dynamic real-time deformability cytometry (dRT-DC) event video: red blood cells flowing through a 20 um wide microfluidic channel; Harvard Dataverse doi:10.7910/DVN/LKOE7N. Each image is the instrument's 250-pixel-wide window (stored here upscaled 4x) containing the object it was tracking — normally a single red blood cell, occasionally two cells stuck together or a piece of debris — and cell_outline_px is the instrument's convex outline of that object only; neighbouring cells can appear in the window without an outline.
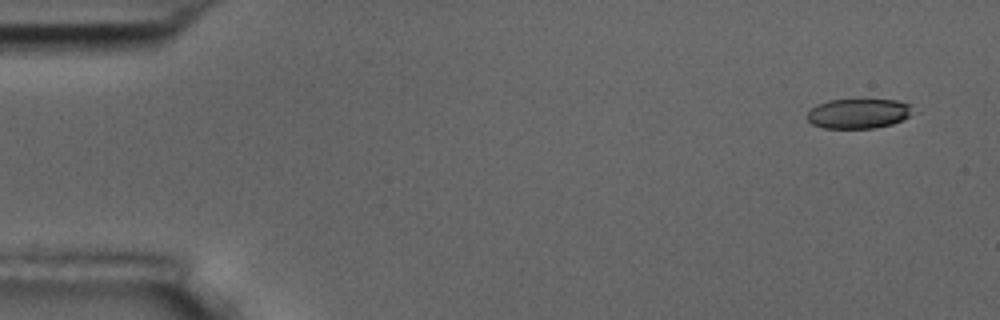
{"species": "common noctule bat (a hibernating species)", "species_latin": "Nyctalus noctula", "temperature_condition": "room temperature", "stored_images_in_passage": 6, "camera_frame_rate_fps": 3000, "um_per_image_px": 0.085, "animal": {"sex": "male", "body_mass_g": 17.5, "forearm_length_mm": 52.3}, "frame": {"image": 1, "passage_image": 1, "time_ms": 0.0, "image_size_px": [1000, 320], "cell_outline_px": [[920, 112], [904, 120], [892, 124], [872, 128], [824, 128], [812, 124], [808, 120], [808, 112], [816, 104], [828, 100], [896, 100], [912, 104]], "centroid_in_image_um": [73.09, 9.64], "position_along_channel_um": 11.9, "area_um2": 18.79}}
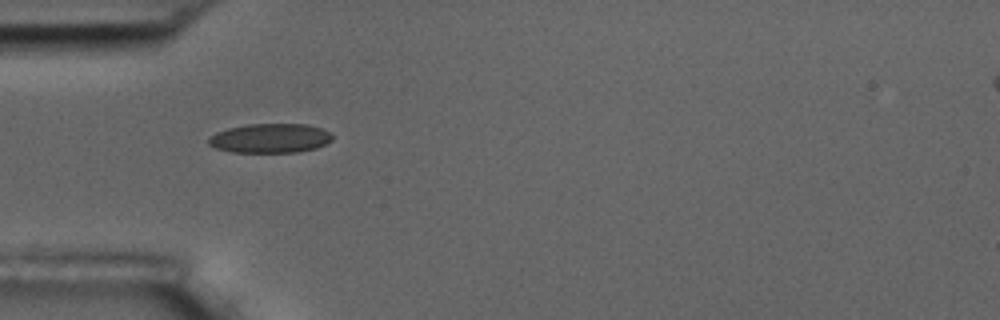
{"frame": {"image": 2, "passage_image": 5, "time_ms": 4.667, "image_size_px": [1000, 320], "cell_outline_px": [[332, 140], [316, 148], [296, 152], [232, 152], [216, 148], [208, 144], [208, 140], [216, 132], [228, 128], [248, 124], [308, 124], [320, 128], [328, 132], [332, 136]], "centroid_in_image_um": [22.95, 11.75], "position_along_channel_um": 62.0, "area_um2": 20.98}}